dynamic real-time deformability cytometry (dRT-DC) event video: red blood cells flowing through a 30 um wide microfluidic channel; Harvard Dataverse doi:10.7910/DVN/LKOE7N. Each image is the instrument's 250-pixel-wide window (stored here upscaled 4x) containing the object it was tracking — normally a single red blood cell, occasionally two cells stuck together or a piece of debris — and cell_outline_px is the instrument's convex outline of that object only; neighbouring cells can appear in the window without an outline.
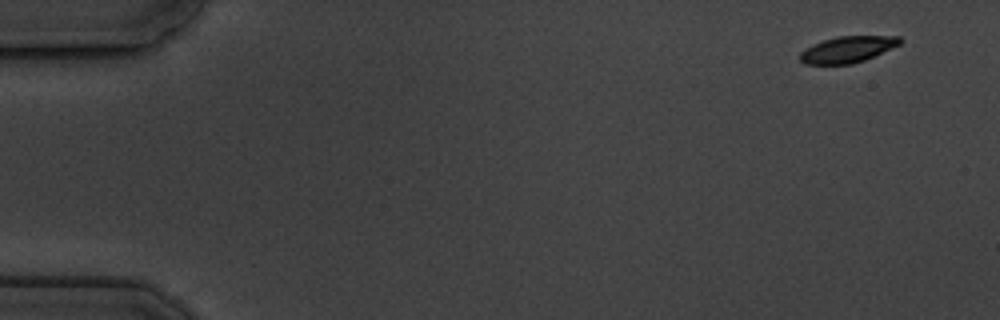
{"species": "common noctule bat (a hibernating species)", "species_latin": "Nyctalus noctula", "temperature_condition": "cold", "stored_images_in_passage": 5, "camera_frame_rate_fps": 3000, "um_per_image_px": 0.085, "animal": {"sex": "male", "body_mass_g": 19.5, "forearm_length_mm": 54.6}, "frame": {"image": 1, "passage_image": 1, "time_ms": 0.0, "image_size_px": [1000, 320], "cell_outline_px": [[904, 40], [900, 44], [864, 60], [852, 64], [804, 64], [800, 60], [800, 52], [804, 48], [812, 44], [836, 36], [900, 36]], "centroid_in_image_um": [72.02, 4.19], "position_along_channel_um": 13.0, "area_um2": 15.32}}
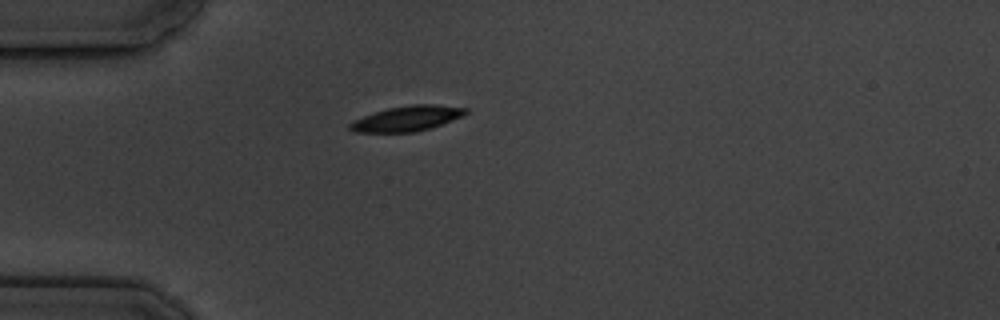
{"frame": {"image": 2, "passage_image": 5, "time_ms": 4.333, "image_size_px": [1000, 320], "cell_outline_px": [[468, 112], [452, 120], [416, 132], [352, 132], [348, 128], [348, 124], [352, 120], [388, 108], [412, 104], [436, 104], [468, 108]], "centroid_in_image_um": [34.56, 10.07], "position_along_channel_um": 50.4, "area_um2": 16.88}}